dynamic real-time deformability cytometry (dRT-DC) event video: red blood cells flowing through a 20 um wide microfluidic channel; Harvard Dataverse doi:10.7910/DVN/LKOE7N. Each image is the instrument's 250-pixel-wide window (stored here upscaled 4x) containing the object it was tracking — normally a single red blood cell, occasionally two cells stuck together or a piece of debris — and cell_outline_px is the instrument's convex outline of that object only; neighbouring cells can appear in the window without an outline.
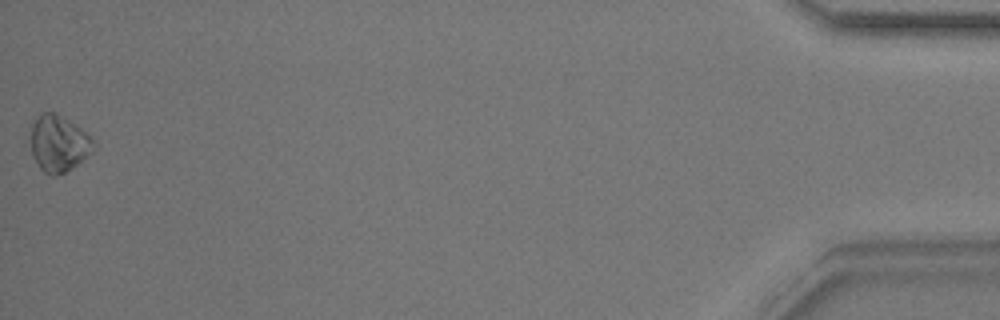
{"species": "common noctule bat (a hibernating species)", "species_latin": "Nyctalus noctula", "temperature_condition": "warm", "stored_images_in_passage": 50, "camera_frame_rate_fps": 3000, "um_per_image_px": 0.085, "animal": {"sex": "male", "body_mass_g": 17.9}, "frame": {"image": 1, "passage_image": 50, "time_ms": 16.333, "image_size_px": [1000, 320], "cell_outline_px": [[96, 144], [92, 152], [76, 164], [64, 172], [52, 176], [44, 172], [40, 168], [32, 152], [32, 124], [40, 112], [52, 112], [60, 116], [80, 128]], "centroid_in_image_um": [4.97, 12.19], "position_along_channel_um": 430.2, "area_um2": 19.94}, "authors_computed_cell_mechanics": {"area_um2": 19.2763, "velocity_mm_per_s": 3.8649, "shape_relaxation_time_tau1_ms": 2.2483, "shape_relaxation_time_tau2_ms": 8.1909, "deformation_change_tau1": 0.0866, "deformation_change_tau2": 0.1101}}